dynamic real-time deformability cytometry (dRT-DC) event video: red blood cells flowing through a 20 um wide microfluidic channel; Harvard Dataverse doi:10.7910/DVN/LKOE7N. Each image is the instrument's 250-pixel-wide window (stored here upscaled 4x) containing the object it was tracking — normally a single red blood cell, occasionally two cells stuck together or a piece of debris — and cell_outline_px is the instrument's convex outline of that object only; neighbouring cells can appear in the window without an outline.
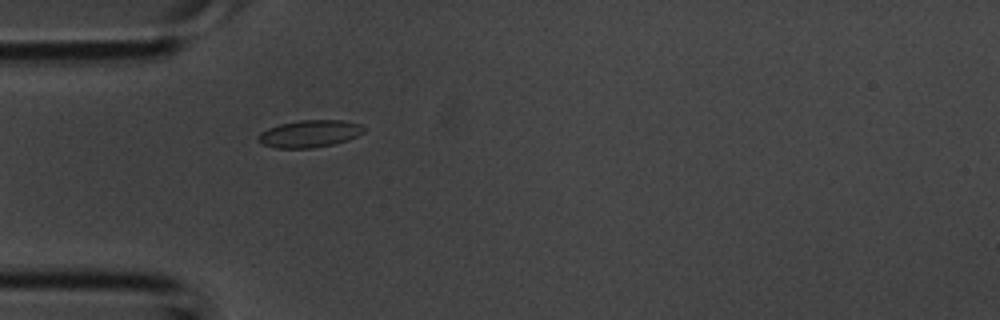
{"species": "common noctule bat (a hibernating species)", "species_latin": "Nyctalus noctula", "temperature_condition": "room temperature", "stored_images_in_passage": 1, "camera_frame_rate_fps": 3000, "um_per_image_px": 0.085, "animal": {"sex": "male", "body_mass_g": 20.1, "forearm_length_mm": 53.5}, "frame": {"image": 1, "passage_image": 1, "time_ms": 0.0, "image_size_px": [1000, 320], "cell_outline_px": [[364, 132], [348, 140], [336, 144], [312, 148], [276, 148], [260, 144], [256, 140], [256, 136], [260, 132], [268, 128], [280, 124], [300, 120], [344, 120], [360, 124], [364, 128]], "centroid_in_image_um": [26.28, 11.37], "position_along_channel_um": 58.7, "area_um2": 16.99}}